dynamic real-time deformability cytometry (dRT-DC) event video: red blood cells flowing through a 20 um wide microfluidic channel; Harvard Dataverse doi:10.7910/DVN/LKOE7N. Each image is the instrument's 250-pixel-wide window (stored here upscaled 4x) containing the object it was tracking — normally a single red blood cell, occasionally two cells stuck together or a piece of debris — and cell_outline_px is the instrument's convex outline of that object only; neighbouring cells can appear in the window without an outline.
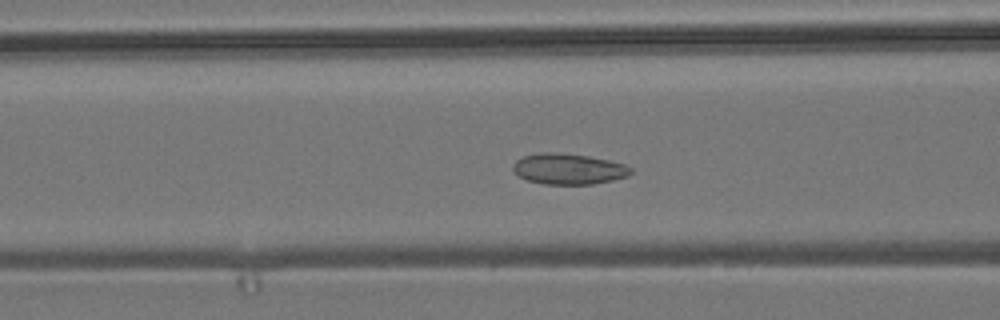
{"species": "common noctule bat (a hibernating species)", "species_latin": "Nyctalus noctula", "temperature_condition": "room temperature", "stored_images_in_passage": 46, "camera_frame_rate_fps": 3000, "um_per_image_px": 0.085, "animal": {"sex": "male", "body_mass_g": 19.2, "forearm_length_mm": 51.8}, "frame": {"image": 1, "passage_image": 13, "time_ms": 4.0, "image_size_px": [1000, 320], "cell_outline_px": [[632, 172], [628, 176], [612, 180], [592, 184], [544, 184], [528, 180], [520, 176], [512, 168], [512, 164], [516, 160], [524, 156], [540, 152], [556, 152], [588, 156], [608, 160], [624, 164], [632, 168]], "centroid_in_image_um": [48.32, 14.35], "position_along_channel_um": 118.3, "area_um2": 21.04}}
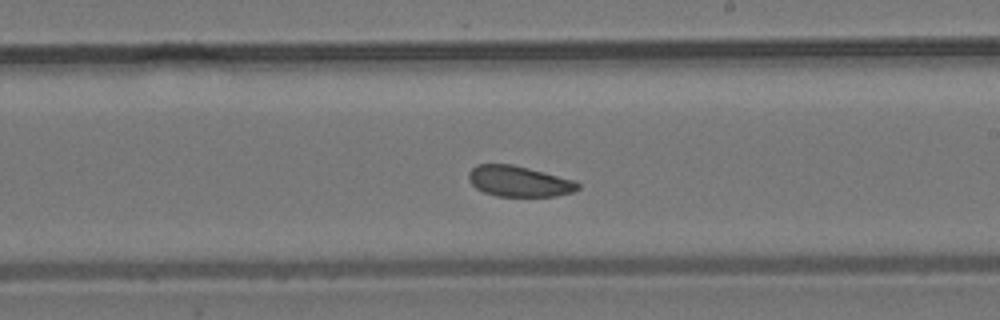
{"frame": {"image": 2, "passage_image": 23, "time_ms": 7.333, "image_size_px": [1000, 320], "cell_outline_px": [[580, 188], [572, 192], [556, 196], [496, 196], [484, 192], [476, 188], [468, 180], [468, 172], [476, 164], [512, 164], [544, 172], [572, 180], [580, 184]], "centroid_in_image_um": [44.07, 15.41], "position_along_channel_um": 244.9, "area_um2": 19.48}}
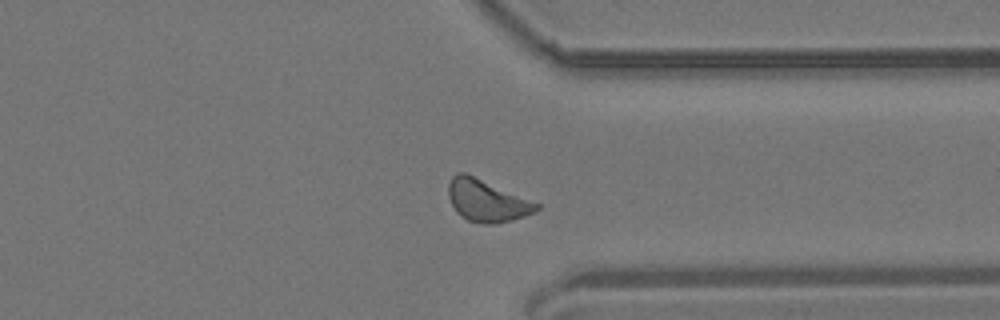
{"frame": {"image": 3, "passage_image": 33, "time_ms": 10.667, "image_size_px": [1000, 320], "cell_outline_px": [[540, 208], [536, 212], [512, 220], [492, 224], [484, 224], [468, 220], [456, 212], [448, 196], [448, 184], [452, 176], [456, 172], [464, 172], [540, 204]], "centroid_in_image_um": [41.36, 17.06], "position_along_channel_um": 370.0, "area_um2": 21.33}, "authors_computed_cell_mechanics": {"area_um2": 20.3745, "velocity_mm_per_s": 3.8058, "shape_relaxation_time_tau1_ms": 2.5488, "shape_relaxation_time_tau2_ms": null, "deformation_change_tau1": 0.0518, "deformation_change_tau2": null}}